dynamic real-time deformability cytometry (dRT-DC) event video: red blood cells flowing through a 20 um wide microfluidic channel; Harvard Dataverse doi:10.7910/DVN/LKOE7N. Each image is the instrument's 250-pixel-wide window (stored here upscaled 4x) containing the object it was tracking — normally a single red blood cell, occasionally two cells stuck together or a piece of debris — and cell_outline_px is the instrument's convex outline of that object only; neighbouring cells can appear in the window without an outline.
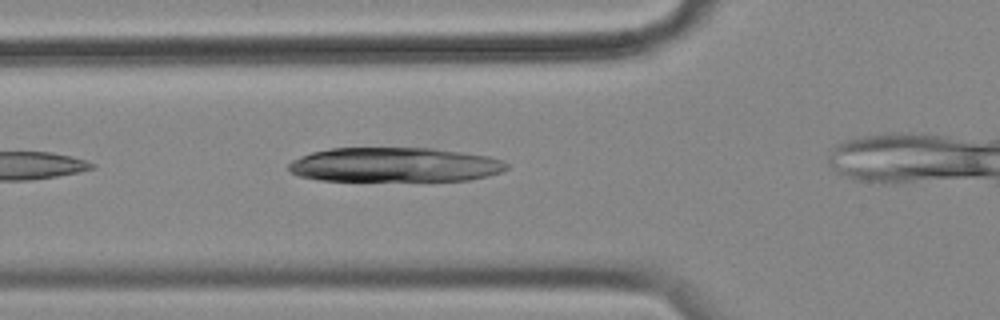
{"species": "common noctule bat (a hibernating species)", "species_latin": "Nyctalus noctula", "temperature_condition": "cold", "stored_images_in_passage": 4, "camera_frame_rate_fps": 3000, "um_per_image_px": 0.085, "animal": {"sex": "female", "body_mass_g": 18.4}, "frame": {"image": 1, "passage_image": 3, "time_ms": 0.667, "image_size_px": [1000, 320], "cell_outline_px": [[508, 168], [500, 172], [488, 176], [468, 180], [320, 180], [300, 176], [292, 172], [288, 168], [288, 164], [292, 160], [300, 156], [312, 152], [332, 148], [432, 148], [488, 156], [500, 160], [508, 164]], "centroid_in_image_um": [33.53, 14.0], "position_along_channel_um": 92.3, "area_um2": 43.47}}